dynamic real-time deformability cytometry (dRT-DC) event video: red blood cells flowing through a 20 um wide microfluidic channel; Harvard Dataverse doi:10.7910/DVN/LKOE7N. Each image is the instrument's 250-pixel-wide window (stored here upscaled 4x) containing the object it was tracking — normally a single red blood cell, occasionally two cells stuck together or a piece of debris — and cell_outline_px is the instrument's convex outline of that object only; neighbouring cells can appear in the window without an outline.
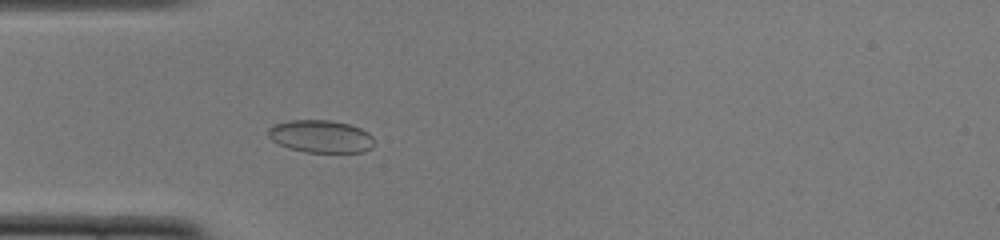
{"species": "common noctule bat (a hibernating species)", "species_latin": "Nyctalus noctula", "temperature_condition": "cold", "stored_images_in_passage": 47, "camera_frame_rate_fps": 3000, "um_per_image_px": 0.085, "animal": {"sex": "female", "body_mass_g": 22.0, "forearm_length_mm": 56.7}, "frame": {"image": 1, "passage_image": 13, "time_ms": 4.0, "image_size_px": [1000, 240], "cell_outline_px": [[372, 148], [364, 152], [304, 152], [288, 148], [272, 140], [268, 136], [268, 128], [272, 124], [288, 120], [328, 120], [348, 124], [360, 128], [368, 132], [372, 136]], "centroid_in_image_um": [27.23, 11.59], "position_along_channel_um": 57.8, "area_um2": 20.17}}
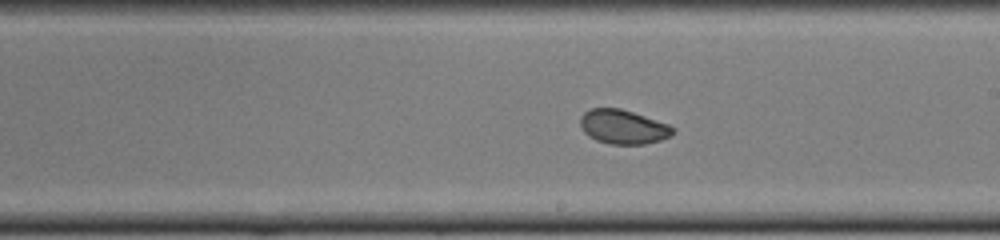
{"frame": {"image": 2, "passage_image": 27, "time_ms": 8.667, "image_size_px": [1000, 240], "cell_outline_px": [[676, 132], [660, 140], [644, 144], [608, 144], [596, 140], [588, 136], [584, 132], [580, 124], [580, 116], [584, 112], [592, 108], [620, 108], [668, 124], [676, 128]], "centroid_in_image_um": [52.95, 10.78], "position_along_channel_um": 236.0, "area_um2": 18.44}}
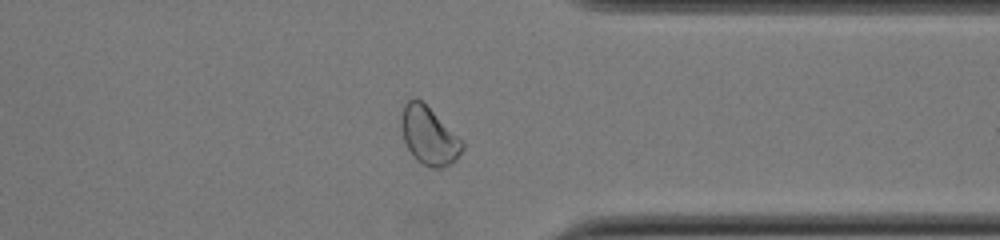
{"frame": {"image": 3, "passage_image": 38, "time_ms": 12.333, "image_size_px": [1000, 240], "cell_outline_px": [[464, 148], [456, 160], [440, 168], [432, 168], [416, 160], [412, 156], [404, 140], [400, 128], [400, 116], [404, 104], [408, 100], [420, 100], [464, 140]], "centroid_in_image_um": [36.46, 11.55], "position_along_channel_um": 374.9, "area_um2": 20.58}}